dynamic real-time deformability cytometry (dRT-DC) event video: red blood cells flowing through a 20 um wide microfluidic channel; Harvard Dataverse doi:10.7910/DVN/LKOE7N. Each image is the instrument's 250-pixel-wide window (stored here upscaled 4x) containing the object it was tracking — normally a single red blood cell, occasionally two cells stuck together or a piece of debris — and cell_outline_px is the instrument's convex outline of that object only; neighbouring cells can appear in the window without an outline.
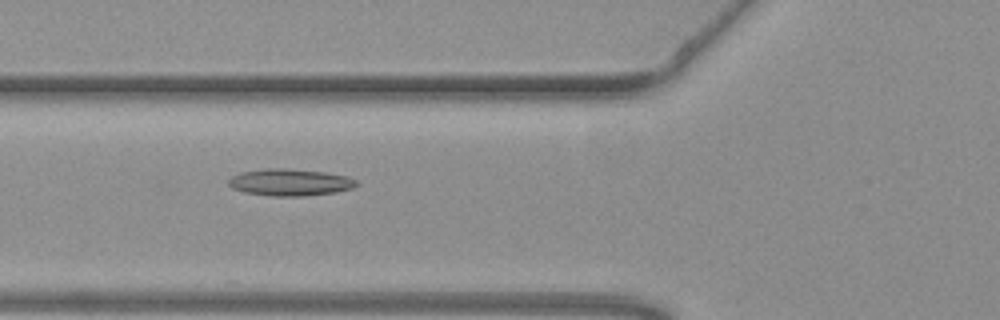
{"species": "common noctule bat (a hibernating species)", "species_latin": "Nyctalus noctula", "temperature_condition": "warm", "stored_images_in_passage": 39, "camera_frame_rate_fps": 3000, "um_per_image_px": 0.085, "animal": {"sex": "female", "body_mass_g": 19.3, "forearm_length_mm": 54.1}, "frame": {"image": 1, "passage_image": 5, "time_ms": 1.333, "image_size_px": [1000, 320], "cell_outline_px": [[360, 184], [352, 188], [336, 192], [304, 196], [272, 196], [244, 192], [232, 188], [228, 184], [228, 180], [232, 176], [240, 172], [264, 168], [288, 168], [328, 172], [348, 176], [356, 180]], "centroid_in_image_um": [24.67, 15.48], "position_along_channel_um": 101.1, "area_um2": 20.35}}
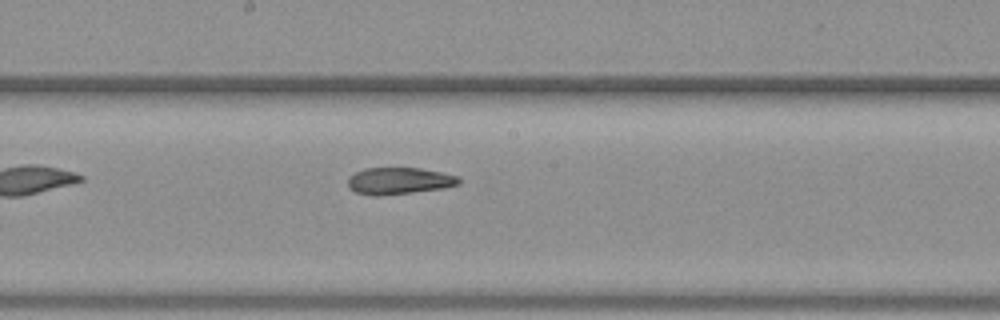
{"frame": {"image": 2, "passage_image": 14, "time_ms": 4.333, "image_size_px": [1000, 320], "cell_outline_px": [[460, 184], [444, 188], [380, 196], [372, 196], [356, 192], [348, 188], [348, 176], [364, 168], [420, 168], [440, 172], [456, 176], [460, 180]], "centroid_in_image_um": [33.88, 15.38], "position_along_channel_um": 214.3, "area_um2": 17.34}}
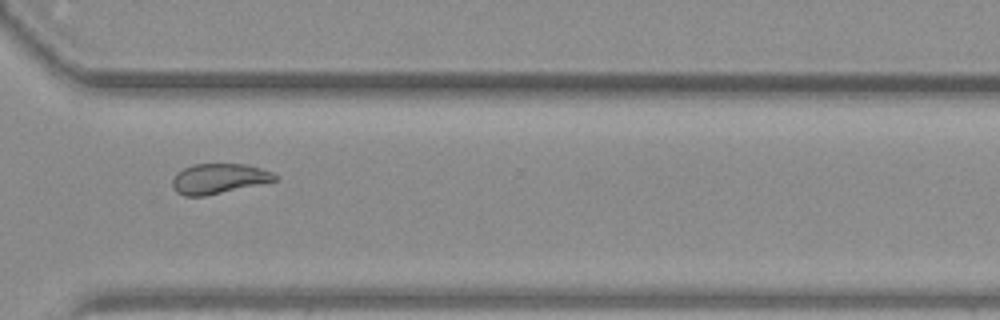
{"frame": {"image": 3, "passage_image": 25, "time_ms": 8.0, "image_size_px": [1000, 320], "cell_outline_px": [[276, 180], [204, 196], [184, 196], [176, 192], [172, 188], [172, 180], [176, 172], [192, 164], [244, 164], [260, 168], [272, 172], [276, 176]], "centroid_in_image_um": [18.52, 15.18], "position_along_channel_um": 352.1, "area_um2": 17.74}, "authors_computed_cell_mechanics": {"area_um2": 18.3226, "velocity_mm_per_s": 3.7596, "shape_relaxation_time_tau1_ms": null, "shape_relaxation_time_tau2_ms": 5.0224, "deformation_change_tau1": null, "deformation_change_tau2": 0.1138}}